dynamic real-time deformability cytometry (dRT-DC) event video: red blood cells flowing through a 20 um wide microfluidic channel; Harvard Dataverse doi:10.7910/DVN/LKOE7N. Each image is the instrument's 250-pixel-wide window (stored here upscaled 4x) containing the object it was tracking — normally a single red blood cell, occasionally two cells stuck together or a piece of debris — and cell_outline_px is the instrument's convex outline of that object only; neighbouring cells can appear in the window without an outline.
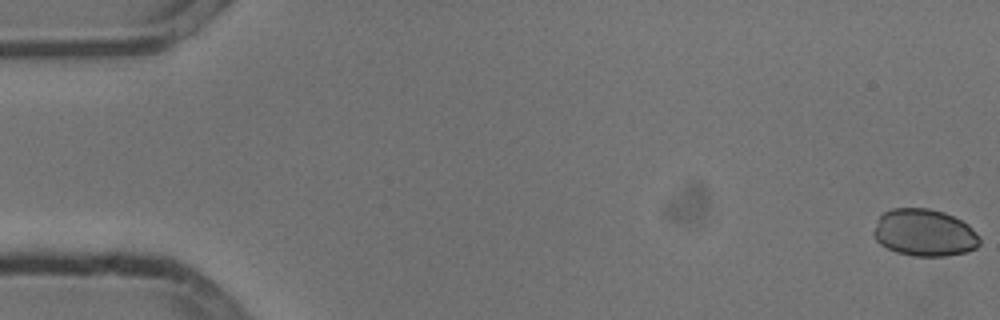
{"species": "common noctule bat (a hibernating species)", "species_latin": "Nyctalus noctula", "temperature_condition": "cold", "stored_images_in_passage": 54, "camera_frame_rate_fps": 3000, "um_per_image_px": 0.085, "animal": {"sex": "male", "body_mass_g": 13.3}, "frame": {"image": 1, "passage_image": 1, "time_ms": 0.0, "image_size_px": [1000, 320], "cell_outline_px": [[980, 244], [976, 248], [968, 252], [944, 256], [912, 256], [896, 252], [880, 244], [876, 240], [872, 232], [880, 216], [884, 212], [892, 208], [928, 208], [944, 212], [968, 224], [980, 236]], "centroid_in_image_um": [78.58, 19.79], "position_along_channel_um": 6.4, "area_um2": 29.25}}
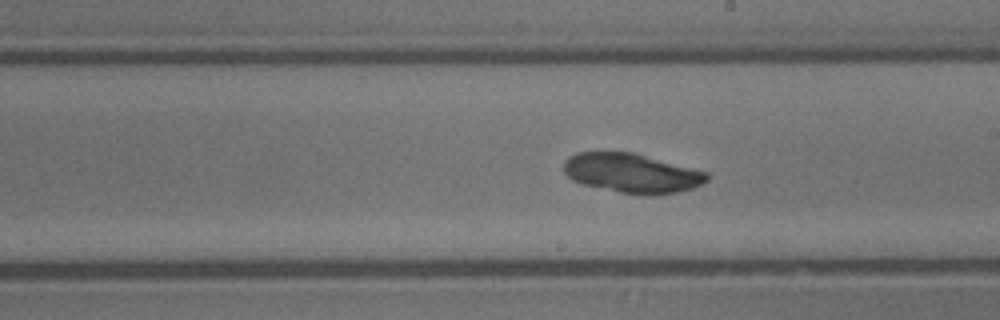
{"frame": {"image": 2, "passage_image": 31, "time_ms": 10.0, "image_size_px": [1000, 320], "cell_outline_px": [[708, 180], [692, 188], [680, 192], [620, 192], [584, 184], [572, 180], [564, 172], [564, 160], [568, 156], [576, 152], [632, 152], [708, 172]], "centroid_in_image_um": [53.66, 14.67], "position_along_channel_um": 235.3, "area_um2": 31.91}}
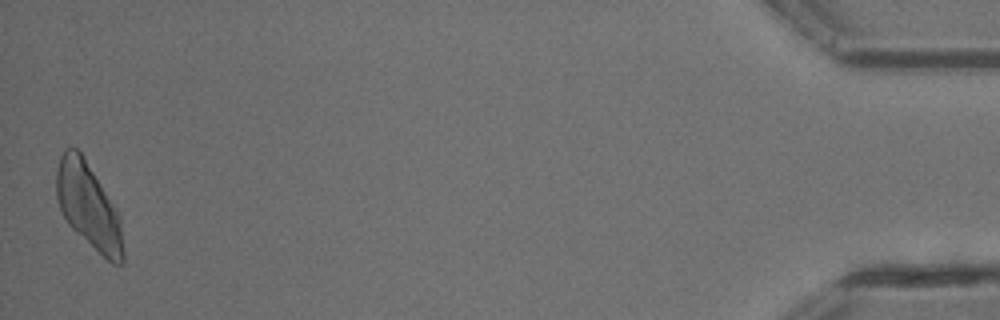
{"frame": {"image": 3, "passage_image": 54, "time_ms": 17.667, "image_size_px": [1000, 320], "cell_outline_px": [[124, 264], [112, 264], [76, 232], [68, 224], [60, 208], [56, 196], [56, 172], [60, 156], [64, 148], [76, 148], [80, 152], [120, 216], [124, 252]], "centroid_in_image_um": [7.52, 17.54], "position_along_channel_um": 427.7, "area_um2": 32.66}}